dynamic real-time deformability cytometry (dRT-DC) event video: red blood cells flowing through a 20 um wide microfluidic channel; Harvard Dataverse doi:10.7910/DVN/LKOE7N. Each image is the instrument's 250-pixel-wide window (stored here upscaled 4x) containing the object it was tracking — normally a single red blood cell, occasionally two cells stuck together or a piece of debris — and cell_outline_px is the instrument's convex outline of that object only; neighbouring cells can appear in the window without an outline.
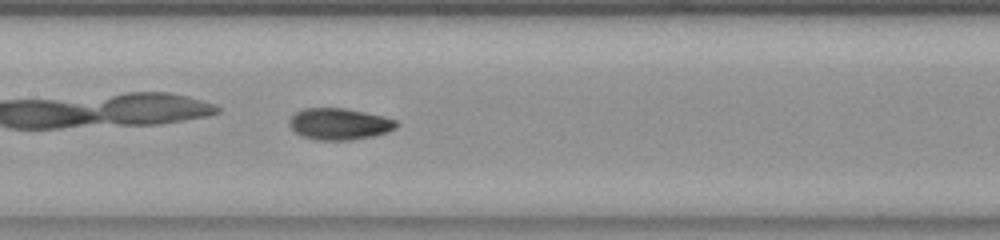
{"species": "common noctule bat (a hibernating species)", "species_latin": "Nyctalus noctula", "temperature_condition": "room temperature", "stored_images_in_passage": 37, "camera_frame_rate_fps": 3000, "um_per_image_px": 0.085, "animal": {"sex": "female", "body_mass_g": 23.0, "forearm_length_mm": 53.4}, "frame": {"image": 1, "passage_image": 11, "time_ms": 3.333, "image_size_px": [1000, 240], "cell_outline_px": [[400, 124], [396, 128], [388, 132], [372, 136], [352, 140], [316, 140], [304, 136], [296, 132], [288, 124], [292, 116], [296, 112], [304, 108], [344, 108], [384, 116], [396, 120]], "centroid_in_image_um": [28.88, 10.54], "position_along_channel_um": 178.5, "area_um2": 19.65}}